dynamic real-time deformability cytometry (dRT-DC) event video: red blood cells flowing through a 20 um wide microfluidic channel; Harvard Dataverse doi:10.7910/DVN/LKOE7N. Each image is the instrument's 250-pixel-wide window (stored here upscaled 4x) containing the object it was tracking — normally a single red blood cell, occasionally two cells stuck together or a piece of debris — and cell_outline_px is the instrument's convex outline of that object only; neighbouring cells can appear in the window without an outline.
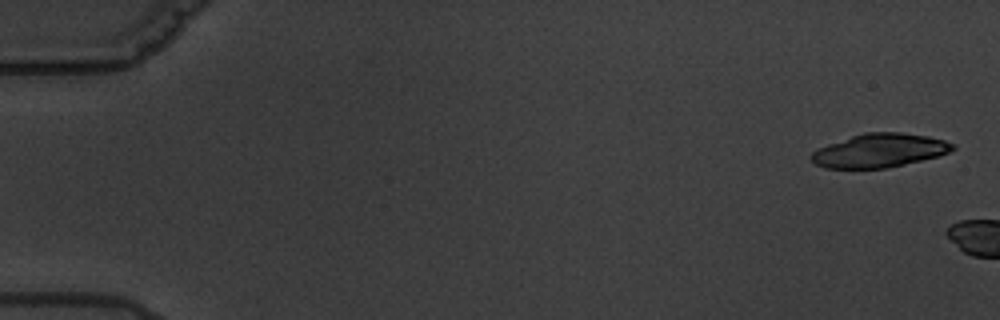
{"species": "common noctule bat (a hibernating species)", "species_latin": "Nyctalus noctula", "temperature_condition": "warm", "stored_images_in_passage": 3, "camera_frame_rate_fps": 3000, "um_per_image_px": 0.085, "animal": {"sex": "male", "body_mass_g": 19.5, "forearm_length_mm": 54.6}, "frame": {"image": 1, "passage_image": 1, "time_ms": 0.0, "image_size_px": [1000, 320], "cell_outline_px": [[956, 148], [940, 156], [904, 164], [884, 168], [824, 168], [816, 164], [808, 156], [816, 148], [864, 132], [900, 132], [928, 136], [944, 140], [956, 144]], "centroid_in_image_um": [74.76, 12.79], "position_along_channel_um": 10.2, "area_um2": 27.8}}